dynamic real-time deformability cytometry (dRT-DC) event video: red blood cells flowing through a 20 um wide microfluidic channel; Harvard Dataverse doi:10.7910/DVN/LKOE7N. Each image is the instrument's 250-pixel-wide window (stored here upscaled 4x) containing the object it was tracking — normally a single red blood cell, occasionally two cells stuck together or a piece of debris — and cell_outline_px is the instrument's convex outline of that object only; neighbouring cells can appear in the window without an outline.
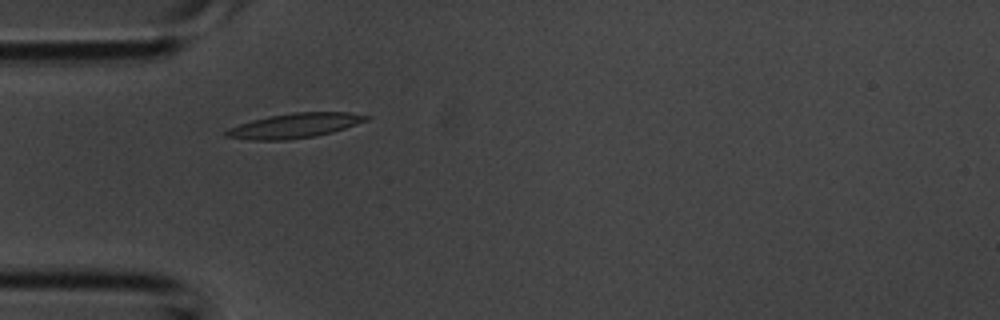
{"species": "common noctule bat (a hibernating species)", "species_latin": "Nyctalus noctula", "temperature_condition": "room temperature", "stored_images_in_passage": 3, "camera_frame_rate_fps": 3000, "um_per_image_px": 0.085, "animal": {"sex": "male", "body_mass_g": 20.1, "forearm_length_mm": 53.5}, "frame": {"image": 1, "passage_image": 2, "time_ms": 0.333, "image_size_px": [1000, 320], "cell_outline_px": [[372, 116], [368, 120], [332, 132], [316, 136], [288, 140], [252, 140], [224, 136], [224, 132], [228, 128], [252, 120], [268, 116], [292, 112], [348, 112]], "centroid_in_image_um": [25.04, 10.67], "position_along_channel_um": 60.0, "area_um2": 20.17}}
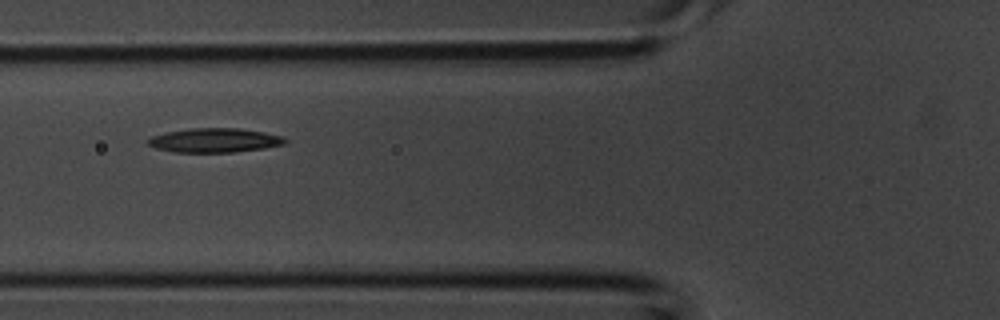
{"frame": {"image": 2, "passage_image": 3, "time_ms": 0.667, "image_size_px": [1000, 320], "cell_outline_px": [[288, 140], [284, 144], [264, 148], [232, 152], [172, 152], [156, 148], [148, 144], [144, 140], [152, 136], [164, 132], [188, 128], [240, 128], [264, 132], [284, 136]], "centroid_in_image_um": [18.21, 11.92], "position_along_channel_um": 107.6, "area_um2": 19.54}}